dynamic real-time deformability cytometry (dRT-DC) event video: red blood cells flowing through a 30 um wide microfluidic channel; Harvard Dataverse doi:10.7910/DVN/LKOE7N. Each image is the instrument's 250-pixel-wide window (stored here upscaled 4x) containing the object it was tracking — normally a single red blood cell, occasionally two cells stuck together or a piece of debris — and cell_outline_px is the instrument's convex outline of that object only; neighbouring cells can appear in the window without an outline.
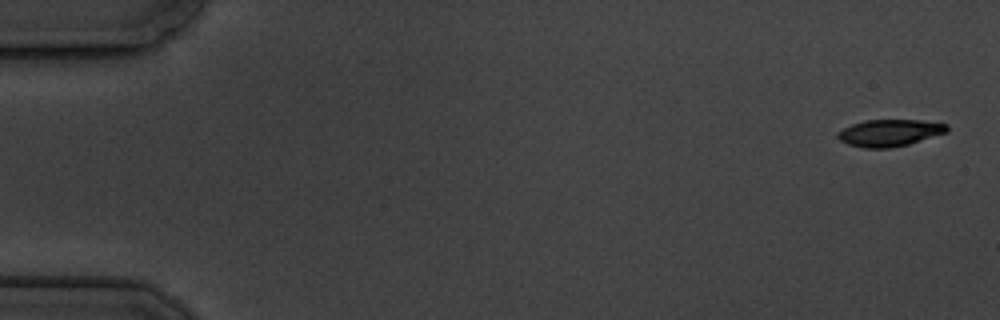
{"species": "common noctule bat (a hibernating species)", "species_latin": "Nyctalus noctula", "temperature_condition": "cold", "stored_images_in_passage": 6, "camera_frame_rate_fps": 3000, "um_per_image_px": 0.085, "animal": {"sex": "male", "body_mass_g": 19.5, "forearm_length_mm": 54.6}, "frame": {"image": 1, "passage_image": 1, "time_ms": 0.0, "image_size_px": [1000, 320], "cell_outline_px": [[948, 132], [908, 144], [888, 148], [864, 148], [848, 144], [840, 140], [836, 136], [836, 132], [852, 124], [864, 120], [920, 120], [948, 124]], "centroid_in_image_um": [75.6, 11.29], "position_along_channel_um": 9.4, "area_um2": 17.11}}
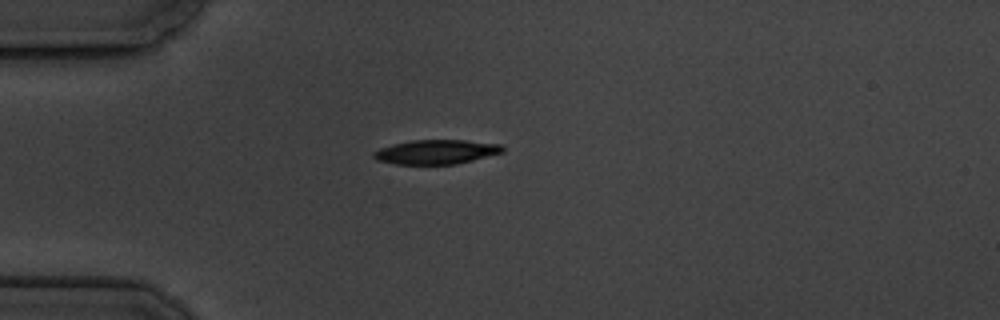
{"frame": {"image": 2, "passage_image": 5, "time_ms": 4.667, "image_size_px": [1000, 320], "cell_outline_px": [[504, 152], [456, 164], [396, 164], [376, 160], [372, 156], [372, 152], [380, 148], [392, 144], [412, 140], [464, 140], [500, 144], [504, 148]], "centroid_in_image_um": [37.05, 12.91], "position_along_channel_um": 48.0, "area_um2": 18.26}}